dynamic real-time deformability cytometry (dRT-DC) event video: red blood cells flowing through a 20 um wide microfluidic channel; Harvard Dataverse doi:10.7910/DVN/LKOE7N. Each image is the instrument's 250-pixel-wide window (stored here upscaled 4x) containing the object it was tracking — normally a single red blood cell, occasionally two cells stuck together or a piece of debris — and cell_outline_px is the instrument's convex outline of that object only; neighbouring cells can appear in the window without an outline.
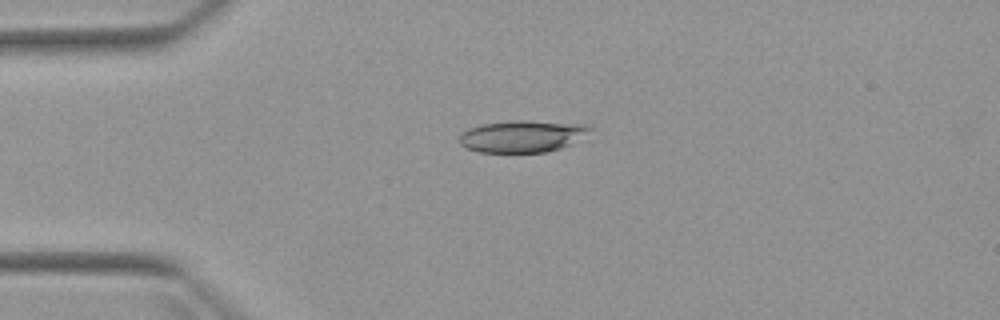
{"species": "Egyptian fruit bat (a non-hibernating species)", "species_latin": "Rousettus aegyptiacus", "temperature_condition": "warm", "stored_images_in_passage": 2, "camera_frame_rate_fps": 3000, "um_per_image_px": 0.085, "animal": {"sex": "female"}, "frame": {"image": 1, "passage_image": 1, "time_ms": 0.0, "image_size_px": [1000, 320], "cell_outline_px": [[592, 128], [572, 144], [548, 152], [480, 152], [464, 148], [460, 144], [460, 136], [468, 128], [484, 124], [516, 120], [524, 120], [588, 124]], "centroid_in_image_um": [44.39, 11.58], "position_along_channel_um": 40.6, "area_um2": 24.16}}